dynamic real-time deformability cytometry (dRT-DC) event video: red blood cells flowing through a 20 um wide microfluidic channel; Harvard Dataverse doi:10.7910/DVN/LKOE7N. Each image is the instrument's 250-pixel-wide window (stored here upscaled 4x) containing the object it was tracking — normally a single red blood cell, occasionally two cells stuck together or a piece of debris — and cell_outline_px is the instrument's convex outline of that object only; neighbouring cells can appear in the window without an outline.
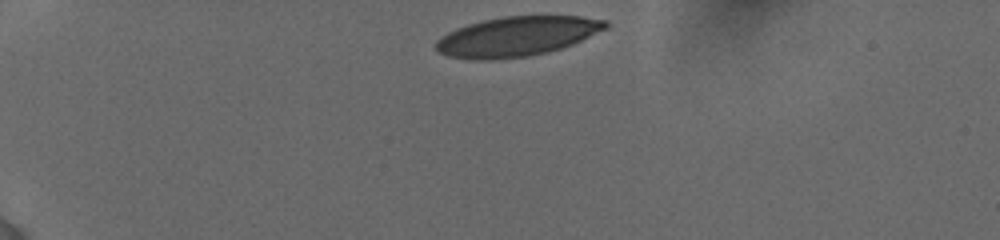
{"species": "human", "species_latin": "Homo sapiens", "temperature_condition": "cold", "stored_images_in_passage": 14, "camera_frame_rate_fps": 3000, "um_per_image_px": 0.085, "donor": {"sex": "female"}, "frame": {"image": 1, "passage_image": 1, "time_ms": 0.0, "image_size_px": [1000, 240], "cell_outline_px": [[608, 28], [572, 44], [548, 52], [528, 56], [492, 60], [472, 60], [448, 56], [440, 52], [436, 48], [436, 40], [440, 36], [456, 28], [468, 24], [484, 20], [504, 16], [580, 16], [608, 20]], "centroid_in_image_um": [43.93, 3.09], "position_along_channel_um": 41.1, "area_um2": 39.25}}
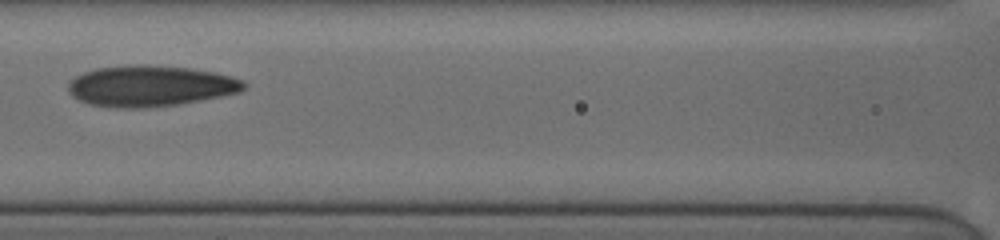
{"frame": {"image": 2, "passage_image": 10, "time_ms": 4.667, "image_size_px": [1000, 240], "cell_outline_px": [[248, 84], [240, 92], [200, 100], [176, 104], [132, 108], [124, 108], [92, 104], [80, 100], [72, 96], [68, 92], [68, 84], [76, 76], [84, 72], [96, 68], [128, 64], [144, 64], [192, 68], [216, 72], [244, 80]], "centroid_in_image_um": [12.8, 7.28], "position_along_channel_um": 153.8, "area_um2": 41.79}}
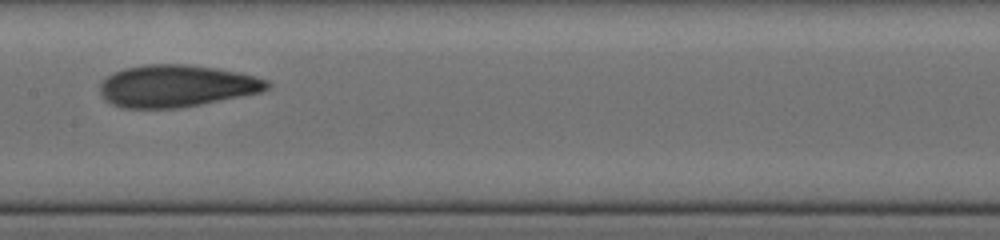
{"frame": {"image": 3, "passage_image": 12, "time_ms": 5.667, "image_size_px": [1000, 240], "cell_outline_px": [[272, 84], [268, 88], [260, 92], [200, 104], [176, 108], [124, 108], [112, 104], [100, 92], [100, 80], [112, 72], [124, 68], [144, 64], [184, 64], [216, 68], [240, 72], [256, 76], [268, 80]], "centroid_in_image_um": [14.99, 7.29], "position_along_channel_um": 192.4, "area_um2": 41.04}}